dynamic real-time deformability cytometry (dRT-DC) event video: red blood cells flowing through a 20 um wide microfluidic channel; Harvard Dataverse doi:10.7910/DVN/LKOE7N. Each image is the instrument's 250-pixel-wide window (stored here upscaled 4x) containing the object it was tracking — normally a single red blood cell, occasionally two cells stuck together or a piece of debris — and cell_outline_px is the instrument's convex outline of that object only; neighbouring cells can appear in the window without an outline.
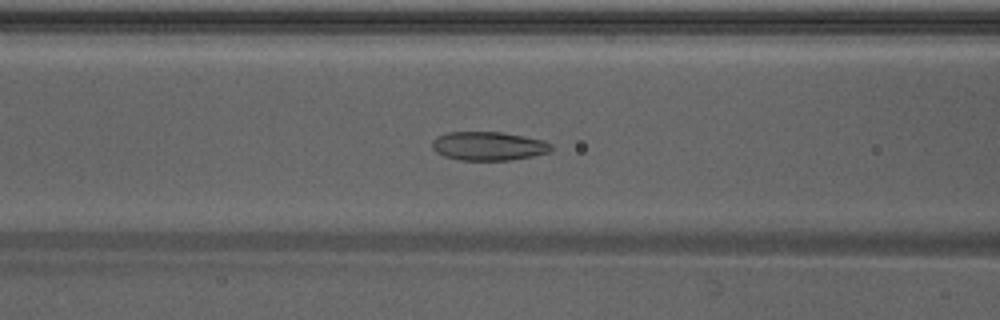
{"species": "Egyptian fruit bat (a non-hibernating species)", "species_latin": "Rousettus aegyptiacus", "temperature_condition": "warm", "stored_images_in_passage": 39, "camera_frame_rate_fps": 3000, "um_per_image_px": 0.085, "animal": {"sex": "male"}, "frame": {"image": 1, "passage_image": 17, "time_ms": 5.333, "image_size_px": [1000, 320], "cell_outline_px": [[552, 148], [548, 152], [532, 156], [512, 160], [460, 160], [444, 156], [436, 152], [432, 148], [432, 140], [436, 136], [448, 132], [500, 132], [524, 136], [544, 140], [552, 144]], "centroid_in_image_um": [41.5, 12.41], "position_along_channel_um": 125.1, "area_um2": 20.0}}
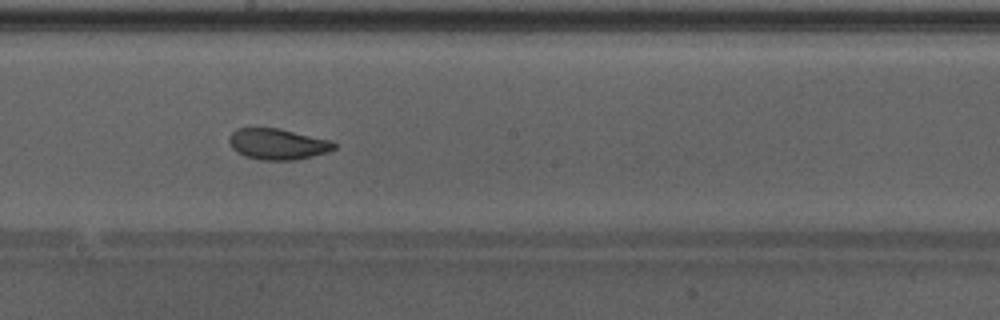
{"frame": {"image": 2, "passage_image": 24, "time_ms": 7.667, "image_size_px": [1000, 320], "cell_outline_px": [[336, 148], [328, 152], [296, 160], [260, 160], [244, 156], [236, 152], [232, 148], [228, 140], [232, 132], [236, 128], [280, 128], [332, 140], [336, 144]], "centroid_in_image_um": [23.61, 12.24], "position_along_channel_um": 224.6, "area_um2": 19.19}}
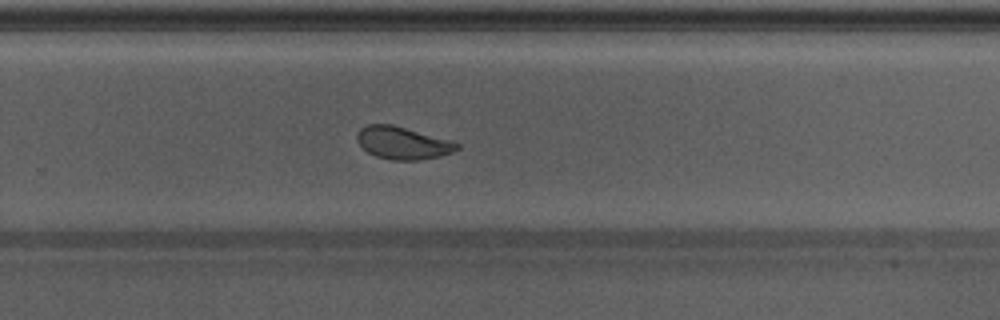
{"frame": {"image": 3, "passage_image": 29, "time_ms": 9.333, "image_size_px": [1000, 320], "cell_outline_px": [[460, 148], [452, 152], [440, 156], [420, 160], [392, 160], [376, 156], [368, 152], [356, 140], [356, 132], [360, 128], [368, 124], [392, 124], [452, 140], [460, 144]], "centroid_in_image_um": [34.24, 12.14], "position_along_channel_um": 295.6, "area_um2": 19.07}, "authors_computed_cell_mechanics": {"area_um2": 19.9988, "velocity_mm_per_s": 4.275, "shape_relaxation_time_tau1_ms": 3.9025, "shape_relaxation_time_tau2_ms": 1.1628, "deformation_change_tau1": 0.1303, "deformation_change_tau2": 0.0563}}